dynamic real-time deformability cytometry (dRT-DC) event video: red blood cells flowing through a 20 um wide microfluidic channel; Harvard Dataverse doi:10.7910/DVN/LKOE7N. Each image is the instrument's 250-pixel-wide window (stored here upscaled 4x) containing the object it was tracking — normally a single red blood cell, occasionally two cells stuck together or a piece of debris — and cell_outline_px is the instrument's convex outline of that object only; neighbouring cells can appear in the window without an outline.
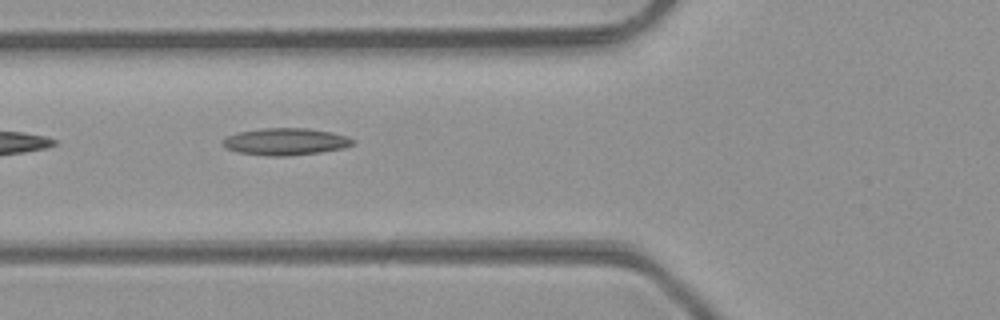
{"species": "common noctule bat (a hibernating species)", "species_latin": "Nyctalus noctula", "temperature_condition": "room temperature", "stored_images_in_passage": 5, "camera_frame_rate_fps": 3000, "um_per_image_px": 0.085, "animal": {"sex": "male", "body_mass_g": 23.1, "forearm_length_mm": 52.7}, "frame": {"image": 1, "passage_image": 3, "time_ms": 0.667, "image_size_px": [1000, 320], "cell_outline_px": [[356, 144], [344, 148], [320, 152], [288, 156], [268, 156], [236, 152], [228, 148], [224, 144], [224, 140], [228, 136], [236, 132], [264, 128], [308, 128], [332, 132], [348, 136], [356, 140]], "centroid_in_image_um": [24.35, 12.03], "position_along_channel_um": 101.5, "area_um2": 20.58}}